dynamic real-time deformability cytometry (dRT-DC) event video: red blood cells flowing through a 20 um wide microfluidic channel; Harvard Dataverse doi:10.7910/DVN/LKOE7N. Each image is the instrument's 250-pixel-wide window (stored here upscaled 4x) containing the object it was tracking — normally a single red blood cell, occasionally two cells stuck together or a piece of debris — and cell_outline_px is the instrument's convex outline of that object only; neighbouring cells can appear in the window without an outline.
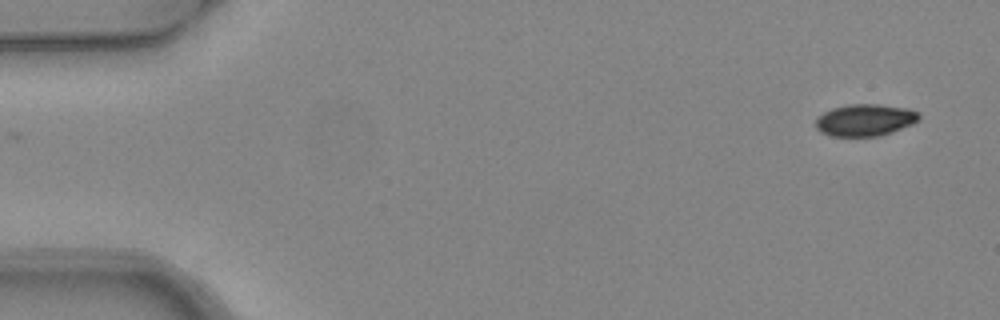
{"species": "common noctule bat (a hibernating species)", "species_latin": "Nyctalus noctula", "temperature_condition": "warm", "stored_images_in_passage": 4, "camera_frame_rate_fps": 3000, "um_per_image_px": 0.085, "animal": {"sex": "female", "body_mass_g": 24.6, "forearm_length_mm": 56.2}, "frame": {"image": 1, "passage_image": 1, "time_ms": 0.0, "image_size_px": [1000, 320], "cell_outline_px": [[920, 116], [912, 124], [892, 132], [880, 136], [828, 136], [820, 132], [816, 128], [816, 116], [832, 108], [848, 104], [880, 104], [908, 108], [916, 112]], "centroid_in_image_um": [73.48, 10.2], "position_along_channel_um": 11.5, "area_um2": 19.31}}
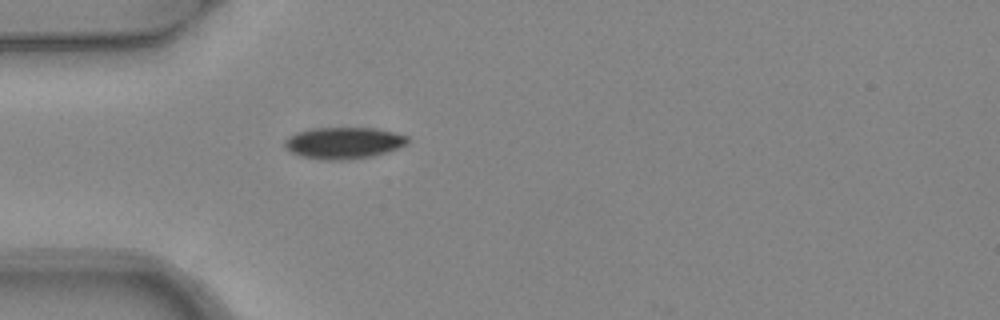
{"frame": {"image": 2, "passage_image": 4, "time_ms": 1.0, "image_size_px": [1000, 320], "cell_outline_px": [[408, 144], [400, 148], [372, 156], [340, 160], [300, 156], [284, 148], [284, 140], [288, 136], [296, 132], [316, 128], [376, 128], [396, 132], [408, 136]], "centroid_in_image_um": [29.24, 12.13], "position_along_channel_um": 55.8, "area_um2": 22.54}}